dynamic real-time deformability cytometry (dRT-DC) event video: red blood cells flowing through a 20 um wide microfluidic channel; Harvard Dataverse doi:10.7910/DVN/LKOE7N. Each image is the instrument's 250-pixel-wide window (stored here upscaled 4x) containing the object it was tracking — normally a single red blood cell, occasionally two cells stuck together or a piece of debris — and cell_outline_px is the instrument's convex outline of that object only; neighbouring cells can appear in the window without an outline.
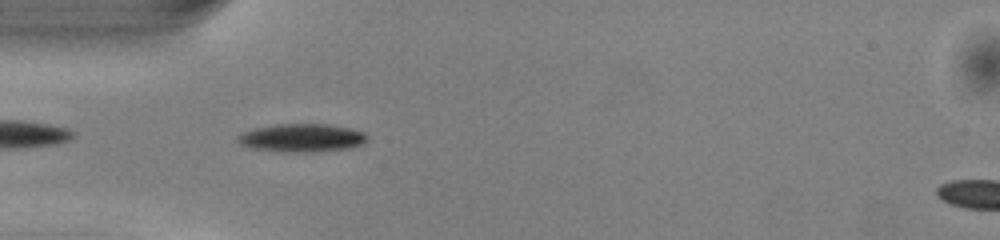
{"species": "common noctule bat (a hibernating species)", "species_latin": "Nyctalus noctula", "temperature_condition": "warm", "stored_images_in_passage": 33, "camera_frame_rate_fps": 3000, "um_per_image_px": 0.085, "animal": {"sex": "male", "body_mass_g": 13.0, "forearm_length_mm": 53.1}, "frame": {"image": 1, "passage_image": 2, "time_ms": 0.333, "image_size_px": [1000, 240], "cell_outline_px": [[368, 140], [364, 144], [348, 148], [312, 152], [280, 152], [252, 148], [240, 144], [236, 140], [236, 136], [244, 132], [256, 128], [276, 124], [328, 124], [348, 128], [364, 132], [368, 136]], "centroid_in_image_um": [25.66, 11.72], "position_along_channel_um": 59.3, "area_um2": 21.33}}
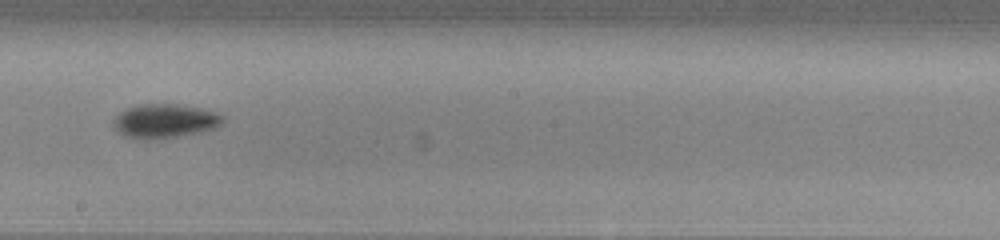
{"frame": {"image": 2, "passage_image": 15, "time_ms": 4.667, "image_size_px": [1000, 240], "cell_outline_px": [[224, 120], [216, 128], [200, 132], [176, 136], [148, 140], [140, 140], [124, 136], [112, 124], [112, 120], [120, 112], [136, 104], [176, 104], [204, 108], [216, 112], [224, 116]], "centroid_in_image_um": [14.01, 10.28], "position_along_channel_um": 234.2, "area_um2": 21.85}}
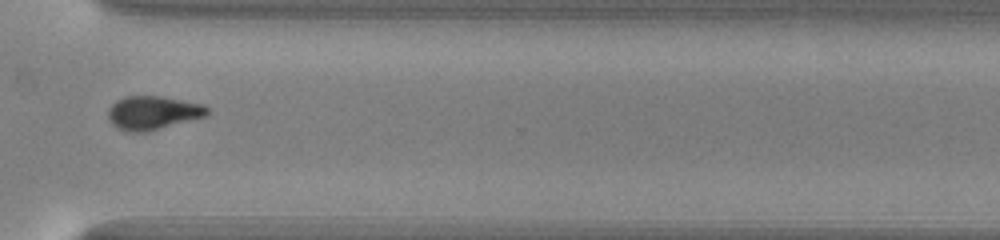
{"frame": {"image": 3, "passage_image": 24, "time_ms": 7.667, "image_size_px": [1000, 240], "cell_outline_px": [[208, 112], [204, 116], [148, 132], [128, 132], [116, 128], [112, 124], [108, 116], [108, 108], [116, 100], [124, 96], [160, 96], [204, 104], [208, 108]], "centroid_in_image_um": [12.95, 9.59], "position_along_channel_um": 357.7, "area_um2": 19.42}, "authors_computed_cell_mechanics": {"area_um2": 20.8658, "velocity_mm_per_s": 4.1053, "shape_relaxation_time_tau1_ms": 1.7482, "shape_relaxation_time_tau2_ms": null, "deformation_change_tau1": 0.1071, "deformation_change_tau2": null}}